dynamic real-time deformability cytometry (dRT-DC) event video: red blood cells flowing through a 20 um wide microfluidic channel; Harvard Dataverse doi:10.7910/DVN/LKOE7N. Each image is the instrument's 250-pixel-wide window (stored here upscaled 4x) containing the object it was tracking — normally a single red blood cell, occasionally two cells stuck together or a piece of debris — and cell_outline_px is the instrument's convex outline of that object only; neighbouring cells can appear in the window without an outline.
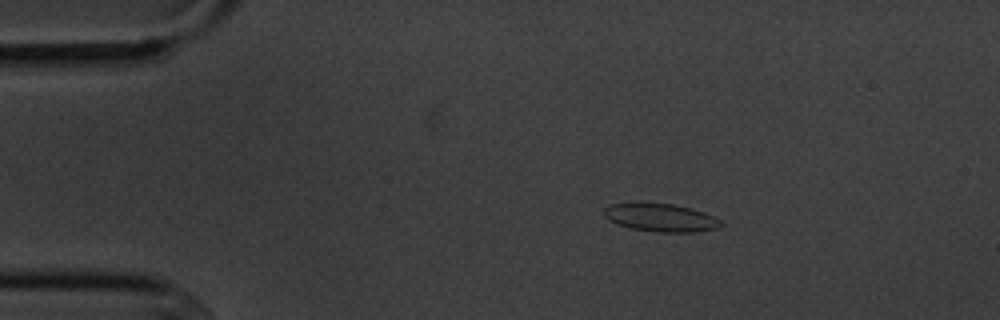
{"species": "common noctule bat (a hibernating species)", "species_latin": "Nyctalus noctula", "temperature_condition": "cold", "stored_images_in_passage": 6, "camera_frame_rate_fps": 3000, "um_per_image_px": 0.085, "animal": {"sex": "male", "body_mass_g": 20.1, "forearm_length_mm": 53.5}, "frame": {"image": 1, "passage_image": 3, "time_ms": 2.333, "image_size_px": [1000, 320], "cell_outline_px": [[724, 224], [716, 228], [696, 232], [656, 232], [632, 228], [616, 224], [608, 220], [600, 212], [608, 204], [636, 200], [640, 200], [672, 204], [692, 208], [704, 212], [720, 220]], "centroid_in_image_um": [56.05, 18.45], "position_along_channel_um": 29.0, "area_um2": 19.94}}
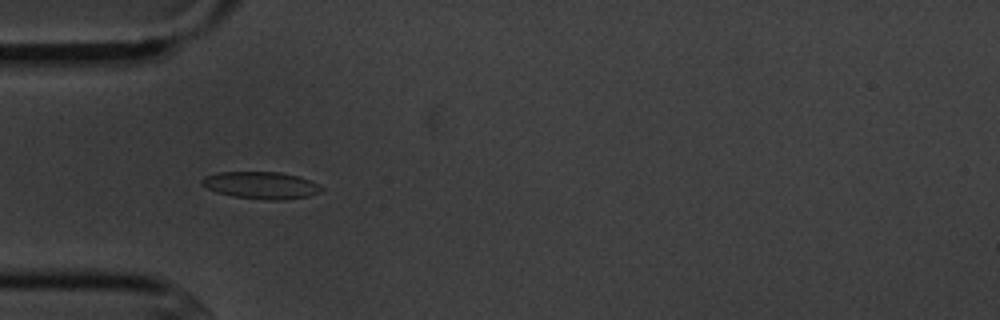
{"frame": {"image": 2, "passage_image": 5, "time_ms": 4.667, "image_size_px": [1000, 320], "cell_outline_px": [[324, 188], [320, 192], [308, 196], [284, 200], [268, 200], [232, 196], [216, 192], [200, 184], [200, 180], [204, 176], [216, 172], [280, 172], [300, 176], [312, 180], [320, 184]], "centroid_in_image_um": [22.21, 15.74], "position_along_channel_um": 62.8, "area_um2": 19.19}}
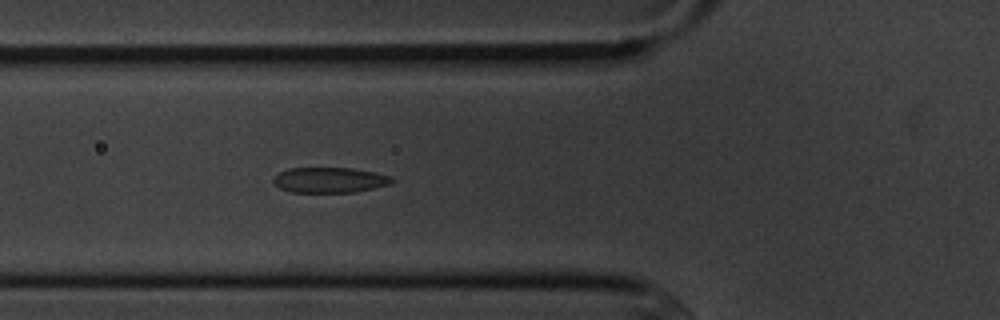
{"frame": {"image": 3, "passage_image": 6, "time_ms": 5.667, "image_size_px": [1000, 320], "cell_outline_px": [[392, 184], [352, 192], [292, 192], [280, 188], [272, 180], [272, 176], [288, 168], [352, 168], [392, 176]], "centroid_in_image_um": [27.99, 15.29], "position_along_channel_um": 97.8, "area_um2": 17.4}}